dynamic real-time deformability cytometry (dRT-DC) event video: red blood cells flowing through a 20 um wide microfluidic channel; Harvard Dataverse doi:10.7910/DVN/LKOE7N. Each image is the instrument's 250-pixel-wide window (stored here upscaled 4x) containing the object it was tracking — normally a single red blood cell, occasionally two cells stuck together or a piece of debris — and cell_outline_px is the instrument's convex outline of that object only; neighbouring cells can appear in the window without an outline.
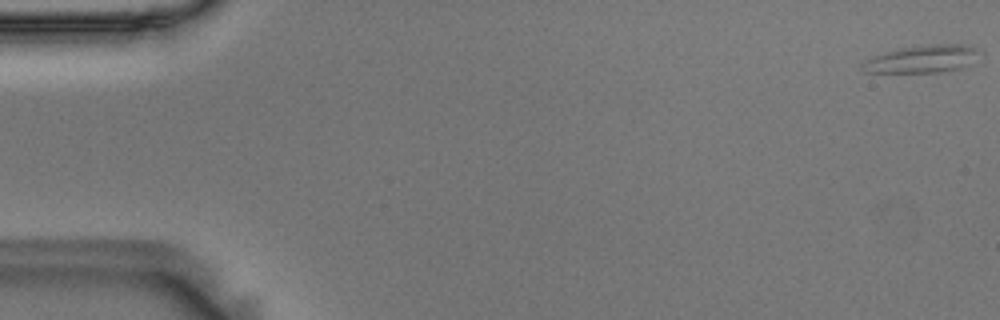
{"species": "Egyptian fruit bat (a non-hibernating species)", "species_latin": "Rousettus aegyptiacus", "temperature_condition": "room temperature", "stored_images_in_passage": 14, "camera_frame_rate_fps": 3000, "um_per_image_px": 0.085, "animal": {"sex": "male"}, "frame": {"image": 1, "passage_image": 1, "time_ms": 0.0, "image_size_px": [1000, 320], "cell_outline_px": [[984, 56], [960, 68], [940, 72], [864, 72], [860, 68], [860, 64], [872, 56], [884, 52], [900, 48], [932, 44], [972, 44], [980, 48], [984, 52]], "centroid_in_image_um": [78.5, 4.99], "position_along_channel_um": 6.5, "area_um2": 19.31}}